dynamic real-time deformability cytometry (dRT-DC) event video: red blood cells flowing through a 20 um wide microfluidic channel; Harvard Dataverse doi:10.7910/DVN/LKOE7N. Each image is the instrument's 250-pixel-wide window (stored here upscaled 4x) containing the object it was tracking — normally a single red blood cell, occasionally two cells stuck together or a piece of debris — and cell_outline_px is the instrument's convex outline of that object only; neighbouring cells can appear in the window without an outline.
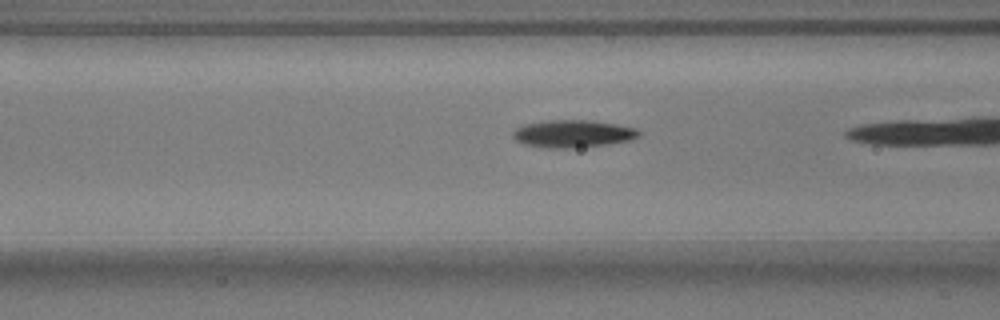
{"species": "common noctule bat (a hibernating species)", "species_latin": "Nyctalus noctula", "temperature_condition": "warm", "stored_images_in_passage": 26, "camera_frame_rate_fps": 3000, "um_per_image_px": 0.085, "animal": {"sex": "male", "body_mass_g": 17.9}, "frame": {"image": 1, "passage_image": 5, "time_ms": 1.333, "image_size_px": [1000, 320], "cell_outline_px": [[640, 136], [628, 140], [608, 144], [572, 148], [544, 148], [524, 144], [516, 140], [512, 136], [512, 132], [516, 128], [524, 124], [544, 120], [592, 120], [616, 124], [636, 128], [640, 132]], "centroid_in_image_um": [48.66, 11.36], "position_along_channel_um": 117.9, "area_um2": 20.29}}
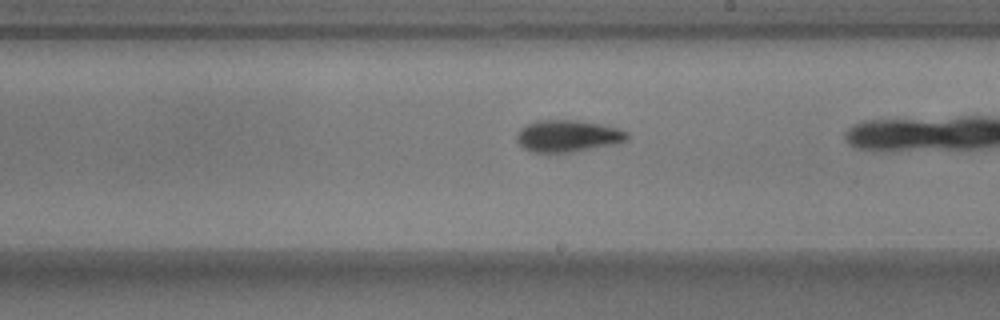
{"frame": {"image": 2, "passage_image": 15, "time_ms": 4.667, "image_size_px": [1000, 320], "cell_outline_px": [[628, 140], [612, 144], [572, 152], [532, 152], [524, 148], [516, 140], [516, 136], [520, 128], [536, 120], [584, 120], [604, 124], [628, 132]], "centroid_in_image_um": [48.26, 11.54], "position_along_channel_um": 240.7, "area_um2": 20.52}}
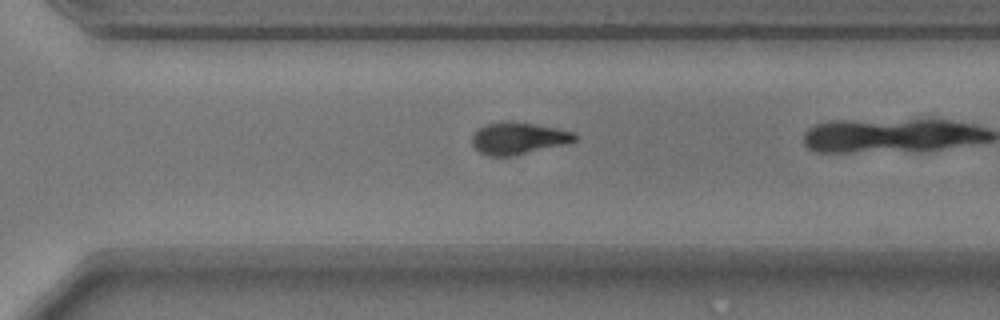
{"frame": {"image": 3, "passage_image": 22, "time_ms": 7.0, "image_size_px": [1000, 320], "cell_outline_px": [[576, 140], [568, 144], [512, 156], [488, 156], [480, 152], [472, 144], [472, 136], [480, 128], [488, 124], [532, 124], [556, 128], [572, 132], [576, 136]], "centroid_in_image_um": [44.09, 11.81], "position_along_channel_um": 326.5, "area_um2": 18.32}}